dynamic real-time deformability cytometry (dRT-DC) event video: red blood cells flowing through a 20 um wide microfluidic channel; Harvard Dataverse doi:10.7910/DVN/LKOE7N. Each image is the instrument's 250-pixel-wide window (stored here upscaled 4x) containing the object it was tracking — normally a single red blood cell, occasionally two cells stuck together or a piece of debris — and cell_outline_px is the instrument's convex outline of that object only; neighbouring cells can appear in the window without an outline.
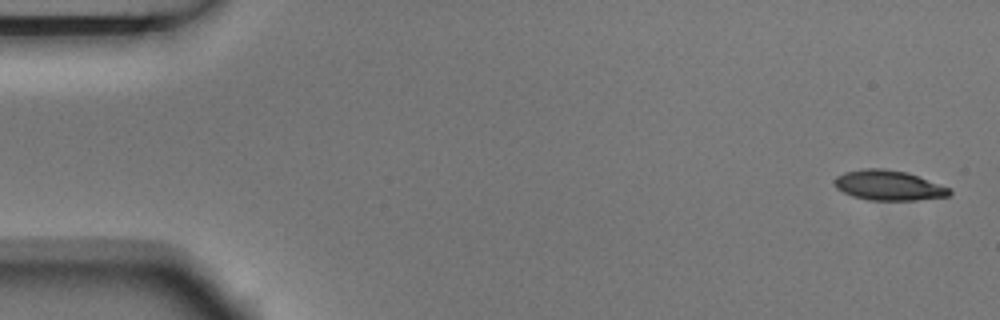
{"species": "Egyptian fruit bat (a non-hibernating species)", "species_latin": "Rousettus aegyptiacus", "temperature_condition": "room temperature", "stored_images_in_passage": 6, "camera_frame_rate_fps": 3000, "um_per_image_px": 0.085, "animal": {"sex": "male"}, "frame": {"image": 1, "passage_image": 1, "time_ms": 0.0, "image_size_px": [1000, 320], "cell_outline_px": [[952, 192], [948, 196], [916, 200], [868, 200], [852, 196], [836, 188], [832, 180], [836, 176], [844, 172], [864, 168], [884, 168], [908, 172], [952, 188]], "centroid_in_image_um": [75.53, 15.74], "position_along_channel_um": 9.5, "area_um2": 20.4}}
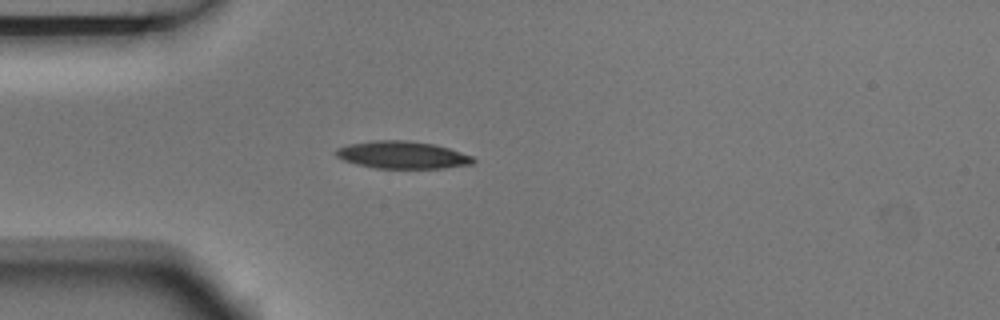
{"frame": {"image": 2, "passage_image": 4, "time_ms": 1.0, "image_size_px": [1000, 320], "cell_outline_px": [[476, 160], [472, 164], [444, 168], [376, 168], [356, 164], [344, 160], [336, 156], [336, 148], [352, 144], [376, 140], [404, 140], [432, 144], [448, 148], [472, 156]], "centroid_in_image_um": [34.21, 13.18], "position_along_channel_um": 50.8, "area_um2": 21.62}}
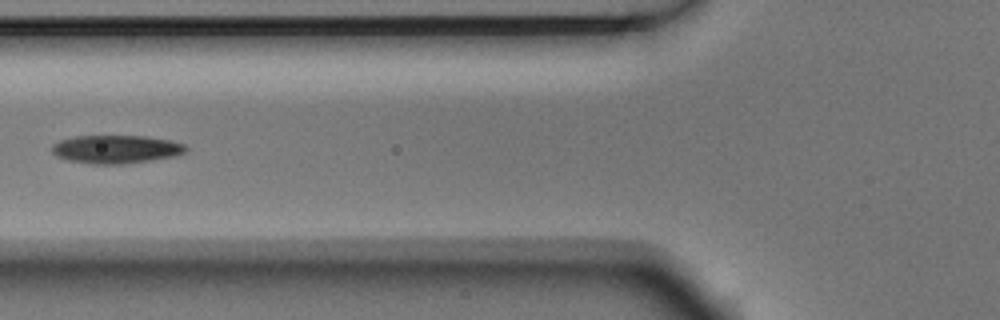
{"frame": {"image": 3, "passage_image": 6, "time_ms": 1.667, "image_size_px": [1000, 320], "cell_outline_px": [[188, 148], [184, 152], [176, 156], [124, 164], [92, 164], [68, 160], [56, 156], [52, 152], [52, 144], [60, 140], [76, 136], [144, 136], [168, 140], [184, 144]], "centroid_in_image_um": [9.84, 12.69], "position_along_channel_um": 116.0, "area_um2": 21.96}}